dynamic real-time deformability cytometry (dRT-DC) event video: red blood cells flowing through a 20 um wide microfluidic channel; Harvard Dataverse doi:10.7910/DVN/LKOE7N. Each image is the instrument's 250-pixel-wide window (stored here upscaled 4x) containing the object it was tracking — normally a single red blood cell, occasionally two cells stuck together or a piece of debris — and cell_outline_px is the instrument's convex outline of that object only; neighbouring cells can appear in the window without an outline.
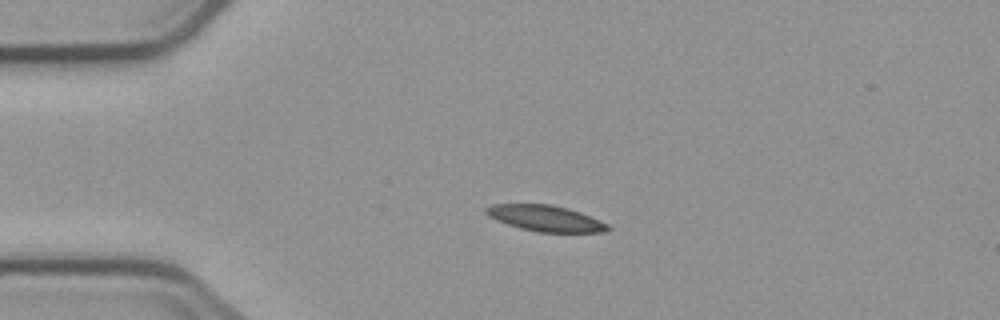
{"species": "common noctule bat (a hibernating species)", "species_latin": "Nyctalus noctula", "temperature_condition": "cold", "stored_images_in_passage": 4, "camera_frame_rate_fps": 3000, "um_per_image_px": 0.085, "animal": {"sex": "male", "body_mass_g": 23.1, "forearm_length_mm": 52.7}, "frame": {"image": 1, "passage_image": 3, "time_ms": 2.333, "image_size_px": [1000, 320], "cell_outline_px": [[612, 228], [604, 232], [536, 232], [520, 228], [496, 220], [488, 216], [484, 212], [484, 208], [492, 204], [552, 204], [568, 208], [580, 212], [600, 220], [608, 224]], "centroid_in_image_um": [46.36, 18.55], "position_along_channel_um": 38.6, "area_um2": 18.55}}